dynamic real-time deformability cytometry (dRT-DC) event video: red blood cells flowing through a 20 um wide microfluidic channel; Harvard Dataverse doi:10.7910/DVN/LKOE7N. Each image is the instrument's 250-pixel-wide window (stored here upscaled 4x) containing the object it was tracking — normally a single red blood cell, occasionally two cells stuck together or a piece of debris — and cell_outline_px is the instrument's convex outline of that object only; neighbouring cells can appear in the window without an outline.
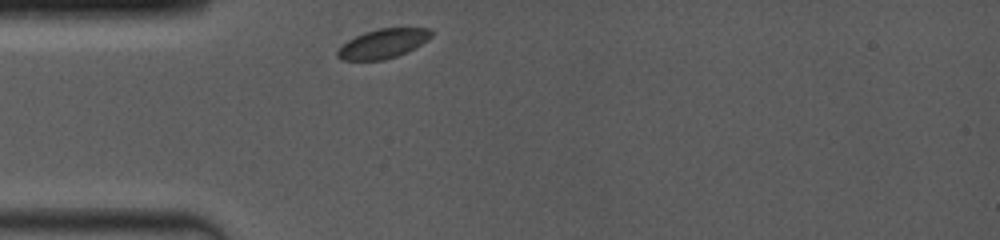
{"species": "common noctule bat (a hibernating species)", "species_latin": "Nyctalus noctula", "temperature_condition": "room temperature", "stored_images_in_passage": 24, "camera_frame_rate_fps": 4000, "um_per_image_px": 0.085, "animal": {"sex": "female", "body_mass_g": 19.0, "forearm_length_mm": 53.3}, "frame": {"image": 1, "passage_image": 1, "time_ms": 0.0, "image_size_px": [1000, 240], "cell_outline_px": [[432, 36], [428, 40], [408, 52], [384, 60], [340, 60], [336, 56], [336, 52], [348, 40], [364, 32], [376, 28], [432, 28]], "centroid_in_image_um": [32.57, 3.7], "position_along_channel_um": 52.4, "area_um2": 16.13}}
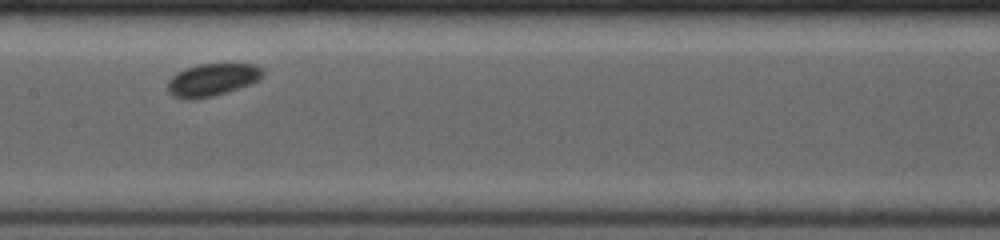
{"frame": {"image": 2, "passage_image": 11, "time_ms": 3.75, "image_size_px": [1000, 240], "cell_outline_px": [[264, 72], [256, 80], [248, 84], [228, 92], [212, 96], [192, 100], [184, 100], [172, 96], [168, 92], [168, 80], [176, 72], [200, 64], [256, 64], [264, 68]], "centroid_in_image_um": [18.0, 6.79], "position_along_channel_um": 189.4, "area_um2": 17.98}}
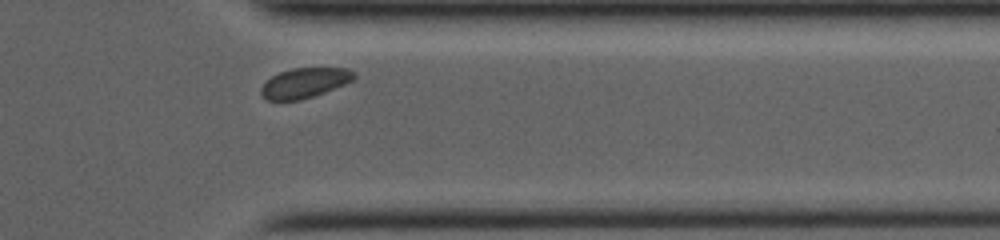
{"frame": {"image": 3, "passage_image": 21, "time_ms": 8.75, "image_size_px": [1000, 240], "cell_outline_px": [[356, 76], [352, 80], [344, 84], [324, 92], [300, 100], [268, 100], [260, 92], [260, 88], [272, 76], [280, 72], [292, 68], [348, 68], [356, 72]], "centroid_in_image_um": [25.91, 7.03], "position_along_channel_um": 385.5, "area_um2": 16.01}}